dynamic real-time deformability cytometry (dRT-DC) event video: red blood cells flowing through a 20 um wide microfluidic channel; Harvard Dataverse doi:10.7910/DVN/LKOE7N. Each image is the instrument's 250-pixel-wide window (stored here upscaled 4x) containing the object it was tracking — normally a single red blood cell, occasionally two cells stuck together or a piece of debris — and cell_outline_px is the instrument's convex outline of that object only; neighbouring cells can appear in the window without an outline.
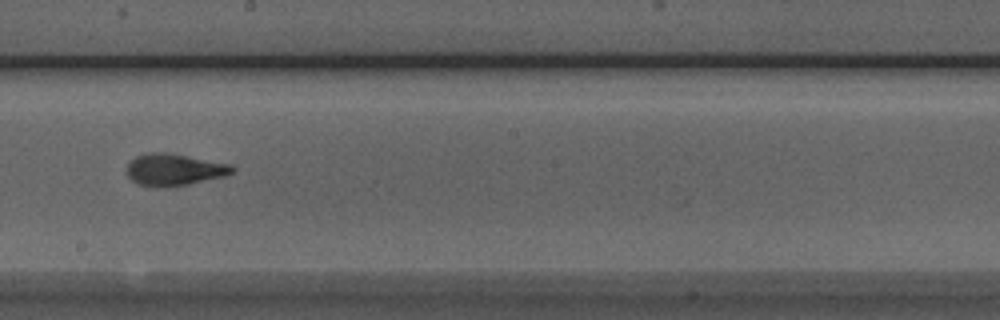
{"species": "Egyptian fruit bat (a non-hibernating species)", "species_latin": "Rousettus aegyptiacus", "temperature_condition": "room temperature", "stored_images_in_passage": 17, "camera_frame_rate_fps": 3000, "um_per_image_px": 0.085, "animal": {"sex": "male"}, "frame": {"image": 1, "passage_image": 15, "time_ms": 4.667, "image_size_px": [1000, 320], "cell_outline_px": [[236, 168], [232, 172], [224, 176], [188, 184], [156, 188], [152, 188], [136, 184], [128, 176], [128, 164], [136, 156], [148, 152], [164, 152], [232, 164]], "centroid_in_image_um": [14.79, 14.43], "position_along_channel_um": 233.4, "area_um2": 19.54}}